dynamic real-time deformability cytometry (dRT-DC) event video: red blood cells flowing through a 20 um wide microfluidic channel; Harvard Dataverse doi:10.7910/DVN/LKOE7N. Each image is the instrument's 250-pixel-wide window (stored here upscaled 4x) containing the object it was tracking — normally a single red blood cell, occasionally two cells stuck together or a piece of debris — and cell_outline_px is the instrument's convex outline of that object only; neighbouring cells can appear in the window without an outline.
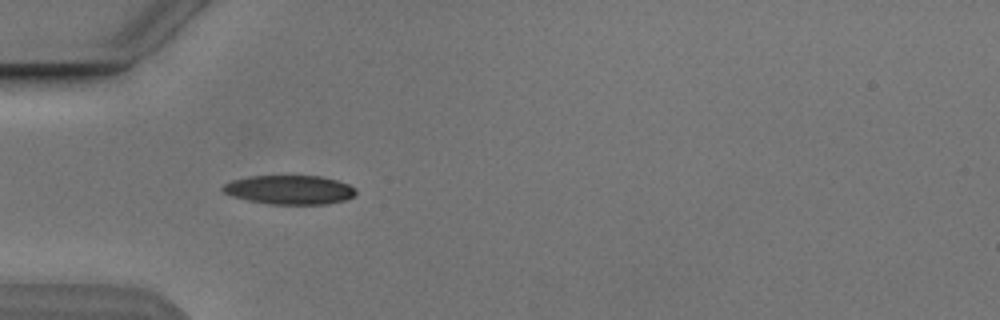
{"species": "Egyptian fruit bat (a non-hibernating species)", "species_latin": "Rousettus aegyptiacus", "temperature_condition": "cold", "stored_images_in_passage": 9, "camera_frame_rate_fps": 3000, "um_per_image_px": 0.085, "animal": {"sex": "male"}, "frame": {"image": 1, "passage_image": 5, "time_ms": 5.333, "image_size_px": [1000, 320], "cell_outline_px": [[356, 196], [344, 200], [328, 204], [268, 204], [248, 200], [232, 196], [224, 192], [220, 188], [224, 184], [232, 180], [248, 176], [320, 176], [336, 180], [348, 184], [356, 188]], "centroid_in_image_um": [24.62, 16.13], "position_along_channel_um": 60.4, "area_um2": 22.6}}
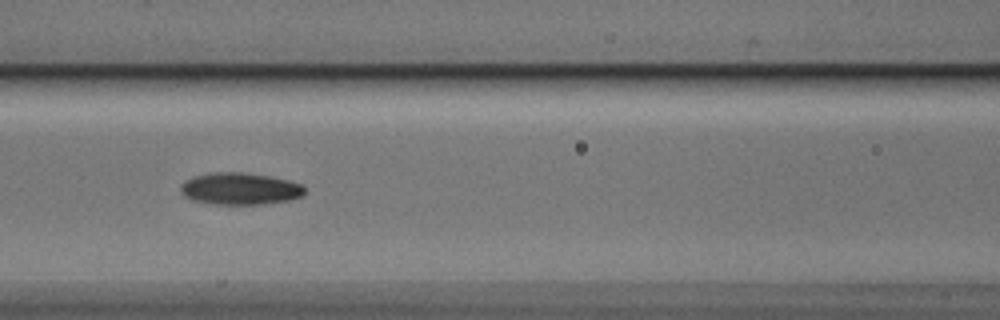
{"frame": {"image": 2, "passage_image": 7, "time_ms": 7.667, "image_size_px": [1000, 320], "cell_outline_px": [[304, 196], [292, 200], [264, 204], [212, 204], [192, 200], [184, 196], [180, 192], [180, 188], [188, 180], [196, 176], [216, 172], [240, 172], [272, 176], [304, 184]], "centroid_in_image_um": [20.47, 16.05], "position_along_channel_um": 146.1, "area_um2": 23.18}}
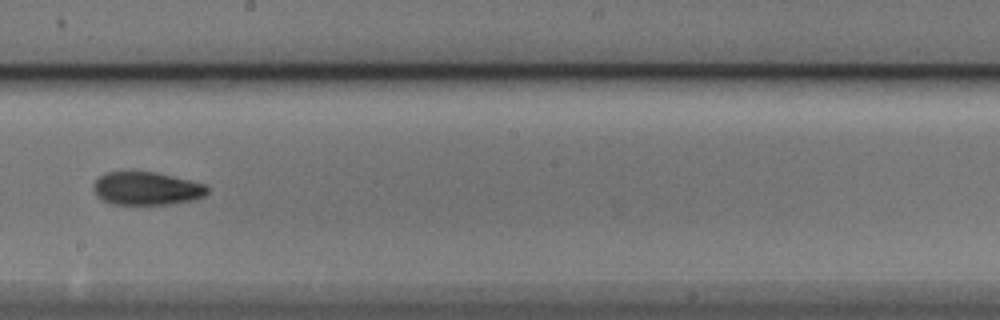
{"frame": {"image": 3, "passage_image": 9, "time_ms": 10.0, "image_size_px": [1000, 320], "cell_outline_px": [[208, 192], [204, 196], [196, 200], [168, 204], [112, 204], [96, 196], [92, 188], [92, 184], [100, 176], [108, 172], [152, 172], [172, 176], [208, 184]], "centroid_in_image_um": [12.48, 16.03], "position_along_channel_um": 235.7, "area_um2": 22.02}}